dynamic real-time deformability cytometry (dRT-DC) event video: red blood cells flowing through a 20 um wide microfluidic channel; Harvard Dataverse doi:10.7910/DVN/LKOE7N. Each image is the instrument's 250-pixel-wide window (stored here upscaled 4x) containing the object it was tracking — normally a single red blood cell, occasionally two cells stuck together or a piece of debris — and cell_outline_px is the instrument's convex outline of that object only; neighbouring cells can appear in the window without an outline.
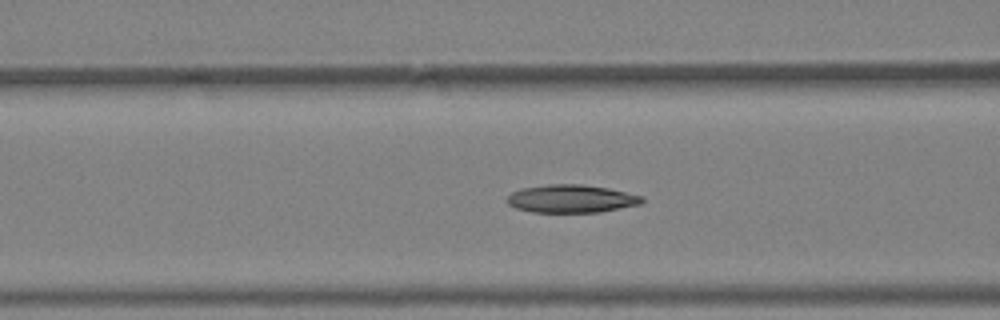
{"species": "Egyptian fruit bat (a non-hibernating species)", "species_latin": "Rousettus aegyptiacus", "temperature_condition": "warm", "stored_images_in_passage": 41, "camera_frame_rate_fps": 3000, "um_per_image_px": 0.085, "animal": {"sex": "female"}, "frame": {"image": 1, "passage_image": 16, "time_ms": 5.0, "image_size_px": [1000, 320], "cell_outline_px": [[644, 200], [640, 204], [600, 212], [532, 212], [516, 208], [508, 204], [508, 196], [512, 192], [520, 188], [548, 184], [584, 184], [608, 188], [644, 196]], "centroid_in_image_um": [48.56, 16.88], "position_along_channel_um": 118.0, "area_um2": 22.02}}
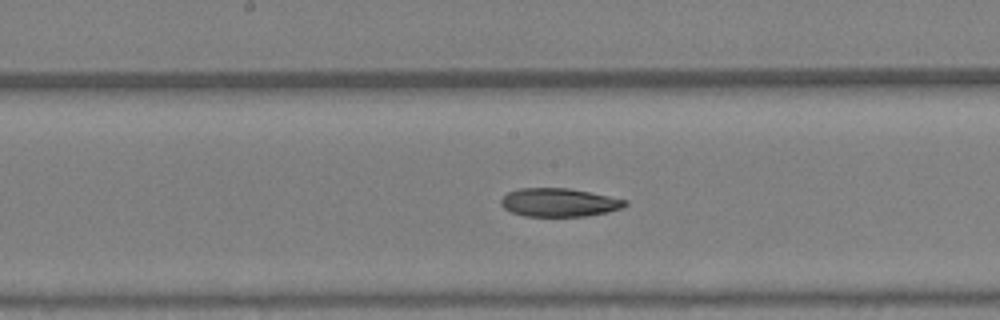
{"frame": {"image": 2, "passage_image": 21, "time_ms": 6.667, "image_size_px": [1000, 320], "cell_outline_px": [[628, 204], [624, 208], [608, 212], [588, 216], [524, 216], [512, 212], [504, 208], [500, 204], [500, 200], [508, 192], [520, 188], [568, 188], [628, 200]], "centroid_in_image_um": [47.54, 17.21], "position_along_channel_um": 200.7, "area_um2": 20.58}}
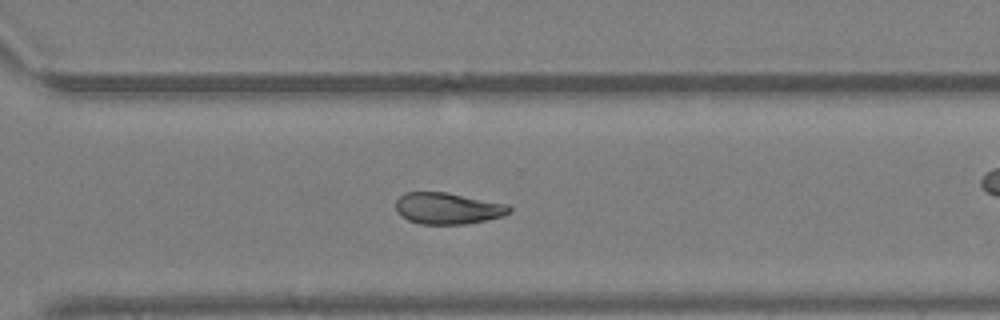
{"frame": {"image": 3, "passage_image": 29, "time_ms": 9.333, "image_size_px": [1000, 320], "cell_outline_px": [[512, 212], [488, 220], [464, 224], [420, 224], [408, 220], [400, 216], [396, 208], [396, 200], [404, 192], [448, 192], [508, 204], [512, 208]], "centroid_in_image_um": [38.06, 17.71], "position_along_channel_um": 332.5, "area_um2": 20.98}, "authors_computed_cell_mechanics": {"area_um2": 21.964, "velocity_mm_per_s": 4.9523, "shape_relaxation_time_tau1_ms": 5.8608, "shape_relaxation_time_tau2_ms": null, "deformation_change_tau1": 0.1441, "deformation_change_tau2": null}}